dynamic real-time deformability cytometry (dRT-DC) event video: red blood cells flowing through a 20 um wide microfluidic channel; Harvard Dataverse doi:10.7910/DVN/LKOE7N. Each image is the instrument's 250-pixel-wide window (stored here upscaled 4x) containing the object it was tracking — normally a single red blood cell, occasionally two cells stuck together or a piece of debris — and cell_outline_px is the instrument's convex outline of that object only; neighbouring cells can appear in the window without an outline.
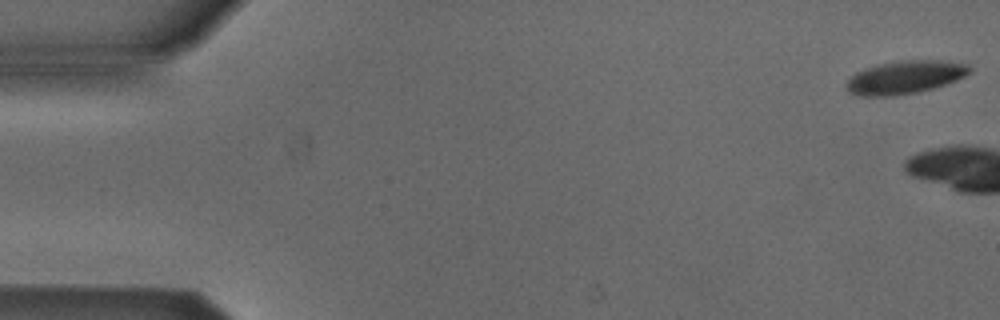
{"species": "Egyptian fruit bat (a non-hibernating species)", "species_latin": "Rousettus aegyptiacus", "temperature_condition": "cold", "stored_images_in_passage": 7, "camera_frame_rate_fps": 3000, "um_per_image_px": 0.085, "animal": {"sex": "male"}, "frame": {"image": 1, "passage_image": 1, "time_ms": 0.0, "image_size_px": [1000, 320], "cell_outline_px": [[972, 72], [956, 80], [932, 88], [916, 92], [892, 96], [856, 96], [848, 92], [848, 80], [856, 72], [864, 68], [876, 64], [900, 60], [940, 60], [968, 64], [972, 68]], "centroid_in_image_um": [76.92, 6.55], "position_along_channel_um": 8.1, "area_um2": 23.76}}